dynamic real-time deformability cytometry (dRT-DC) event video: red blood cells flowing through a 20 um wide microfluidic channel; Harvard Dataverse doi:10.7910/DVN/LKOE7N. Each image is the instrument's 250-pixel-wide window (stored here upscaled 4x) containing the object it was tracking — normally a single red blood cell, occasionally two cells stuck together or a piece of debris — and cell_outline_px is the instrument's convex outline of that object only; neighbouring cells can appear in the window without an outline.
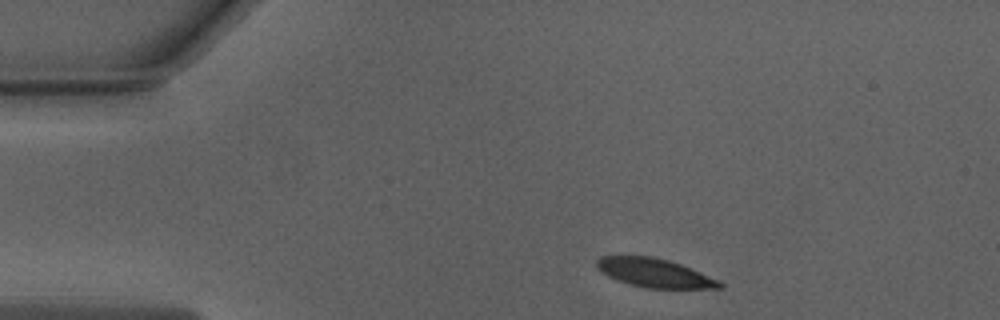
{"species": "Egyptian fruit bat (a non-hibernating species)", "species_latin": "Rousettus aegyptiacus", "temperature_condition": "warm", "stored_images_in_passage": 6, "camera_frame_rate_fps": 3000, "um_per_image_px": 0.085, "animal": {"sex": "male"}, "frame": {"image": 1, "passage_image": 1, "time_ms": 0.0, "image_size_px": [1000, 320], "cell_outline_px": [[724, 288], [648, 288], [628, 284], [616, 280], [608, 276], [596, 268], [596, 260], [600, 256], [652, 256], [668, 260], [680, 264], [720, 280], [724, 284]], "centroid_in_image_um": [55.63, 23.2], "position_along_channel_um": 29.4, "area_um2": 20.63}}